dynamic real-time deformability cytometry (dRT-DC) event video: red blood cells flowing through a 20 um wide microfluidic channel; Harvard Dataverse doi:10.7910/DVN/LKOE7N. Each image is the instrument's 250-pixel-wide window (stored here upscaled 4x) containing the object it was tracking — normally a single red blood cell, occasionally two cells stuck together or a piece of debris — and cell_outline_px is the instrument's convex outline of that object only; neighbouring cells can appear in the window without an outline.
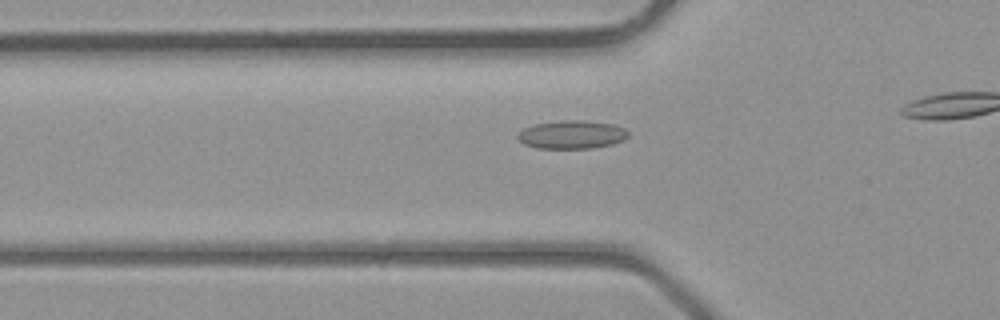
{"species": "common noctule bat (a hibernating species)", "species_latin": "Nyctalus noctula", "temperature_condition": "room temperature", "stored_images_in_passage": 18, "camera_frame_rate_fps": 3000, "um_per_image_px": 0.085, "animal": {"sex": "male", "body_mass_g": 23.1, "forearm_length_mm": 52.7}, "frame": {"image": 1, "passage_image": 11, "time_ms": 3.333, "image_size_px": [1000, 320], "cell_outline_px": [[628, 136], [624, 140], [612, 144], [592, 148], [536, 148], [524, 144], [516, 136], [524, 128], [536, 124], [560, 120], [584, 120], [612, 124], [624, 128], [628, 132]], "centroid_in_image_um": [48.61, 11.44], "position_along_channel_um": 77.2, "area_um2": 18.15}}
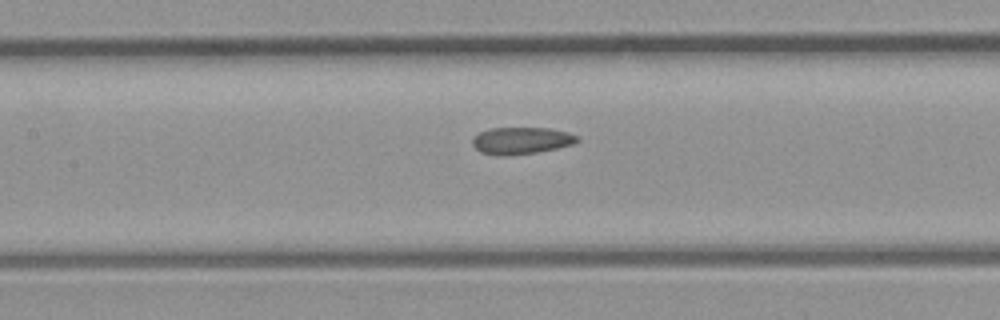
{"frame": {"image": 2, "passage_image": 16, "time_ms": 5.0, "image_size_px": [1000, 320], "cell_outline_px": [[580, 140], [572, 144], [556, 148], [536, 152], [504, 156], [496, 156], [480, 152], [472, 144], [472, 140], [480, 132], [492, 128], [548, 128], [568, 132], [580, 136]], "centroid_in_image_um": [44.32, 11.95], "position_along_channel_um": 163.1, "area_um2": 16.42}}